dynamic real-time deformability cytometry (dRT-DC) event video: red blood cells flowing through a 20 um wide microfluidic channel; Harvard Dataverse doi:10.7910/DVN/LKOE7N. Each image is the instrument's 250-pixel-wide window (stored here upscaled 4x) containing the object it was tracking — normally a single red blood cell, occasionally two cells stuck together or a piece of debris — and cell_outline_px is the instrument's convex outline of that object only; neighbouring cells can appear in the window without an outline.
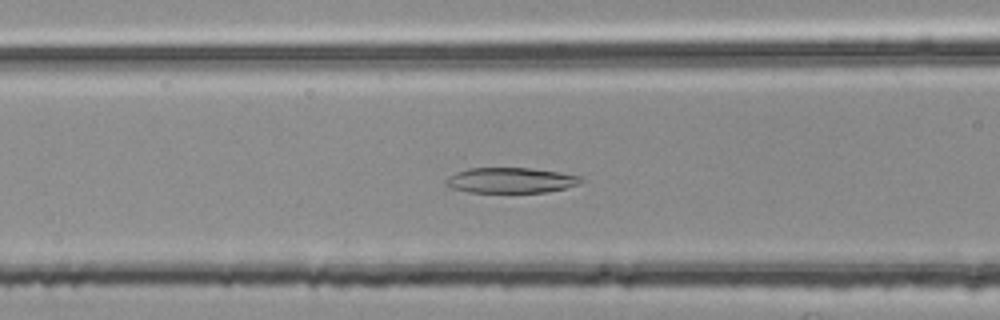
{"species": "common noctule bat (a hibernating species)", "species_latin": "Nyctalus noctula", "temperature_condition": "room temperature", "stored_images_in_passage": 53, "segment_of_instrument_passage": [2, 2], "camera_frame_rate_fps": 3000, "um_per_image_px": 0.085, "animal": {"sex": "female", "body_mass_g": 25.1}, "frame": {"image": 1, "passage_image": 22, "time_ms": 7.0, "image_size_px": [1000, 320], "cell_outline_px": [[584, 180], [580, 184], [564, 188], [544, 192], [468, 192], [452, 188], [444, 184], [444, 180], [448, 176], [456, 172], [468, 168], [528, 168], [560, 172], [580, 176]], "centroid_in_image_um": [43.39, 15.32], "position_along_channel_um": 123.2, "area_um2": 20.0}}
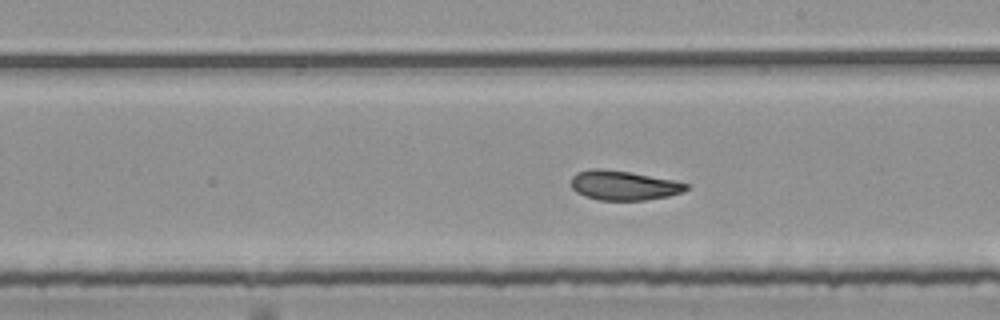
{"frame": {"image": 2, "passage_image": 31, "time_ms": 10.0, "image_size_px": [1000, 320], "cell_outline_px": [[688, 188], [684, 192], [668, 196], [644, 200], [600, 200], [584, 196], [576, 192], [572, 188], [572, 176], [576, 172], [588, 168], [600, 168], [628, 172], [672, 180], [688, 184]], "centroid_in_image_um": [52.97, 15.75], "position_along_channel_um": 236.0, "area_um2": 19.71}}
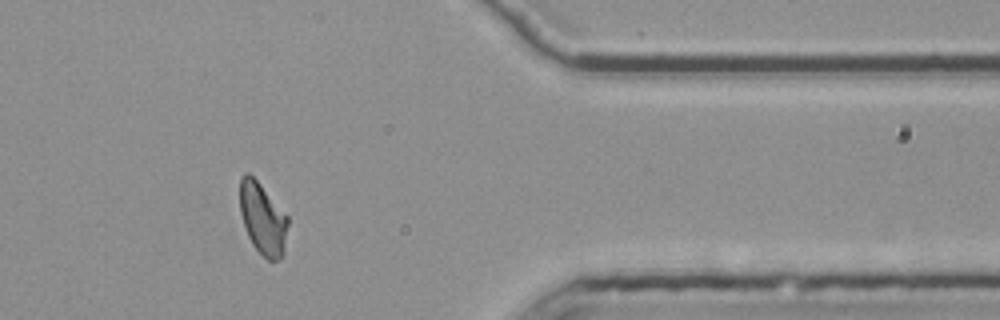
{"frame": {"image": 3, "passage_image": 45, "time_ms": 14.667, "image_size_px": [1000, 320], "cell_outline_px": [[288, 224], [284, 252], [280, 260], [268, 260], [252, 244], [248, 236], [240, 212], [240, 176], [244, 172], [248, 172], [260, 184], [288, 216]], "centroid_in_image_um": [22.33, 18.58], "position_along_channel_um": 389.1, "area_um2": 19.94}}